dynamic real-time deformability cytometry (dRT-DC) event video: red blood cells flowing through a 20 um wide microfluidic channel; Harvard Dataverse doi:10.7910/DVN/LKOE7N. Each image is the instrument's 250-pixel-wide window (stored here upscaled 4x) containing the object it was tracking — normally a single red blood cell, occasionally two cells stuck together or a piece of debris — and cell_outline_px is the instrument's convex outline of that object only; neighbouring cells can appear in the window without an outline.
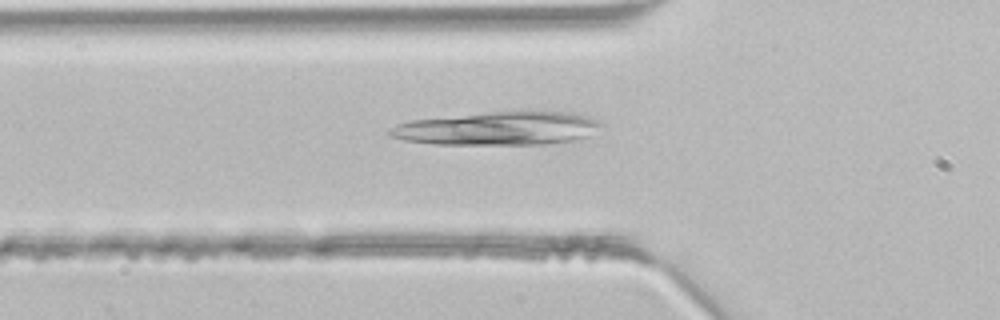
{"species": "common noctule bat (a hibernating species)", "species_latin": "Nyctalus noctula", "temperature_condition": "room temperature", "stored_images_in_passage": 4, "camera_frame_rate_fps": 3000, "um_per_image_px": 0.085, "animal": {"sex": "male", "body_mass_g": 21.5, "forearm_length_mm": 52.0}, "frame": {"image": 1, "passage_image": 4, "time_ms": 1.0, "image_size_px": [1000, 320], "cell_outline_px": [[604, 124], [588, 136], [572, 140], [544, 144], [432, 144], [404, 140], [392, 136], [388, 132], [388, 128], [396, 124], [412, 120], [520, 108], [532, 108], [568, 112], [588, 116]], "centroid_in_image_um": [42.37, 10.87], "position_along_channel_um": 83.4, "area_um2": 42.14}}